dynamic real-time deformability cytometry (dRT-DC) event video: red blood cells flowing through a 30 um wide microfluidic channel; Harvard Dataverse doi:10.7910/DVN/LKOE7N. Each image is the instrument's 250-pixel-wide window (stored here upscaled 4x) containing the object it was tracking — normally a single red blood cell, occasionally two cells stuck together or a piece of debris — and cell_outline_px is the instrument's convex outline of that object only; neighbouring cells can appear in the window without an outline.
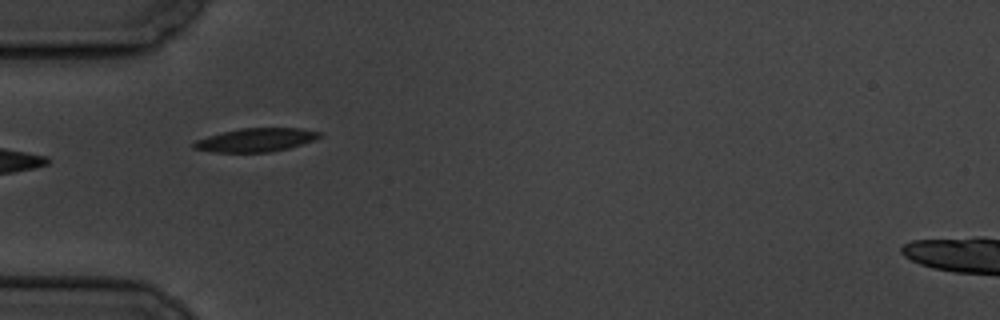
{"species": "common noctule bat (a hibernating species)", "species_latin": "Nyctalus noctula", "temperature_condition": "cold", "stored_images_in_passage": 4, "camera_frame_rate_fps": 3000, "um_per_image_px": 0.085, "animal": {"sex": "male", "body_mass_g": 19.5, "forearm_length_mm": 54.6}, "frame": {"image": 1, "passage_image": 3, "time_ms": 3.333, "image_size_px": [1000, 320], "cell_outline_px": [[324, 132], [316, 140], [288, 148], [272, 152], [212, 152], [192, 148], [192, 144], [196, 140], [208, 136], [240, 128], [300, 128]], "centroid_in_image_um": [21.78, 11.89], "position_along_channel_um": 63.2, "area_um2": 17.28}}
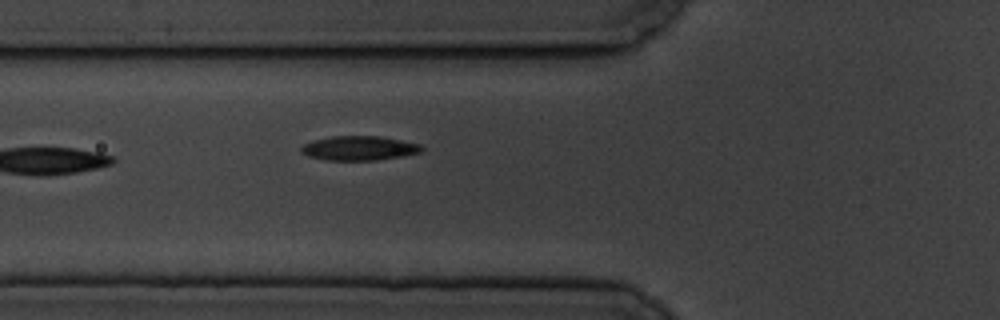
{"frame": {"image": 2, "passage_image": 4, "time_ms": 4.333, "image_size_px": [1000, 320], "cell_outline_px": [[424, 148], [420, 152], [400, 156], [376, 160], [324, 160], [308, 156], [300, 152], [300, 148], [304, 144], [312, 140], [332, 136], [380, 136], [420, 144]], "centroid_in_image_um": [30.48, 12.59], "position_along_channel_um": 95.3, "area_um2": 17.05}}